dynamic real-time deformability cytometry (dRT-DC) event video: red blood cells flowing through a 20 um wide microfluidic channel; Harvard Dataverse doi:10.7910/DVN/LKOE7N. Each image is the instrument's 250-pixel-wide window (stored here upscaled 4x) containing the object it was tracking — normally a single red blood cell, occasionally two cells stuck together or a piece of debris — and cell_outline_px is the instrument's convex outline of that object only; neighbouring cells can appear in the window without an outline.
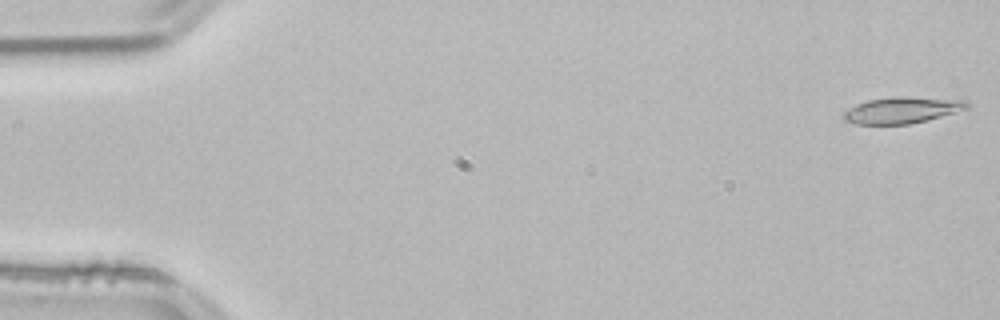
{"species": "common noctule bat (a hibernating species)", "species_latin": "Nyctalus noctula", "temperature_condition": "room temperature", "stored_images_in_passage": 53, "camera_frame_rate_fps": 3000, "um_per_image_px": 0.085, "animal": {"sex": "male", "body_mass_g": 21.5, "forearm_length_mm": 52.0}, "frame": {"image": 1, "passage_image": 1, "time_ms": 0.0, "image_size_px": [1000, 320], "cell_outline_px": [[968, 108], [956, 112], [928, 120], [908, 124], [856, 124], [844, 120], [844, 112], [856, 104], [868, 100], [968, 100]], "centroid_in_image_um": [76.63, 9.44], "position_along_channel_um": 8.4, "area_um2": 17.34}}
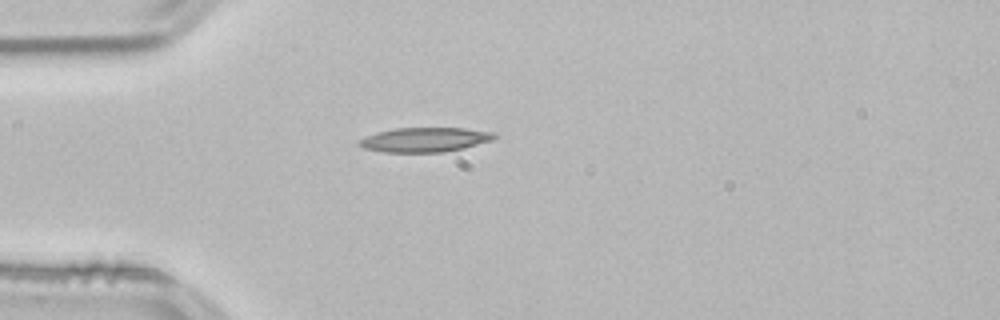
{"frame": {"image": 2, "passage_image": 14, "time_ms": 4.333, "image_size_px": [1000, 320], "cell_outline_px": [[496, 136], [492, 140], [464, 148], [444, 152], [384, 152], [364, 148], [356, 144], [364, 136], [376, 132], [396, 128], [464, 128], [492, 132]], "centroid_in_image_um": [36.07, 11.87], "position_along_channel_um": 48.9, "area_um2": 19.25}}
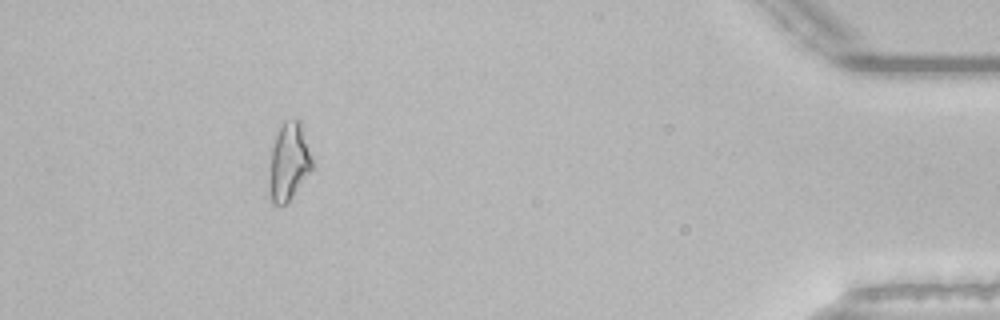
{"frame": {"image": 3, "passage_image": 48, "time_ms": 15.667, "image_size_px": [1000, 320], "cell_outline_px": [[312, 168], [288, 204], [272, 204], [268, 188], [268, 184], [272, 148], [276, 136], [284, 120], [300, 120], [312, 160]], "centroid_in_image_um": [24.53, 13.8], "position_along_channel_um": 410.7, "area_um2": 19.19}, "authors_computed_cell_mechanics": {"area_um2": 18.0914, "velocity_mm_per_s": 3.839, "shape_relaxation_time_tau1_ms": 5.3875, "shape_relaxation_time_tau2_ms": null, "deformation_change_tau1": 0.2088, "deformation_change_tau2": null}}